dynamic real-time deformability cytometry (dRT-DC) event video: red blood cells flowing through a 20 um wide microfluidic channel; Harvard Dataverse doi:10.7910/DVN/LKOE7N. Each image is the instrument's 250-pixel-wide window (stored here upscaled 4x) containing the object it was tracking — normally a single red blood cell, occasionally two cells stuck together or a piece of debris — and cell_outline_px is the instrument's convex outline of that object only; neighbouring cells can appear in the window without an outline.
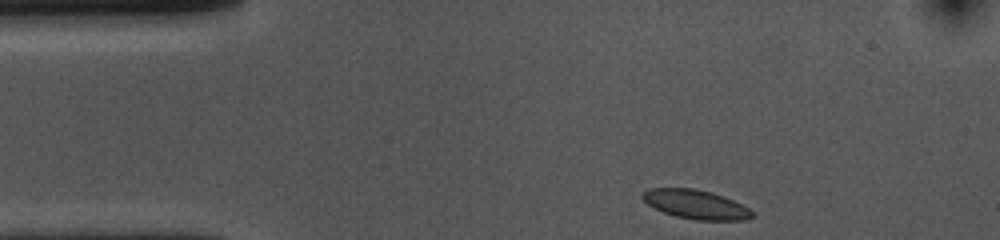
{"species": "common noctule bat (a hibernating species)", "species_latin": "Nyctalus noctula", "temperature_condition": "cold", "stored_images_in_passage": 36, "camera_frame_rate_fps": 3000, "um_per_image_px": 0.085, "animal": {"sex": "female", "body_mass_g": 10.0, "forearm_length_mm": 53.1}, "frame": {"image": 1, "passage_image": 1, "time_ms": 0.0, "image_size_px": [1000, 240], "cell_outline_px": [[756, 216], [744, 220], [696, 220], [676, 216], [664, 212], [648, 204], [640, 196], [648, 188], [696, 188], [712, 192], [724, 196], [756, 212]], "centroid_in_image_um": [59.18, 17.37], "position_along_channel_um": 25.8, "area_um2": 18.61}}
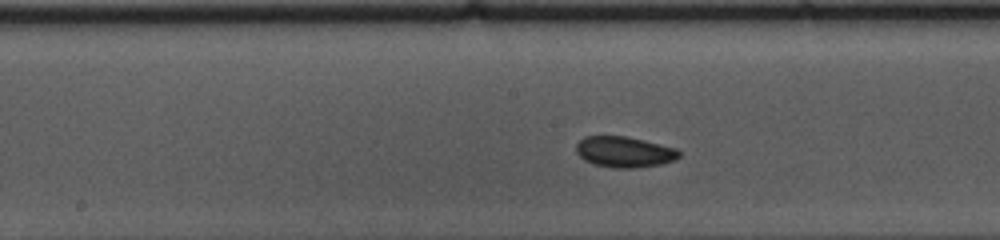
{"frame": {"image": 2, "passage_image": 19, "time_ms": 6.0, "image_size_px": [1000, 240], "cell_outline_px": [[680, 156], [676, 160], [660, 164], [632, 168], [612, 168], [592, 164], [584, 160], [576, 152], [576, 144], [584, 136], [624, 136], [644, 140], [676, 148], [680, 152]], "centroid_in_image_um": [53.05, 12.92], "position_along_channel_um": 195.1, "area_um2": 18.55}}
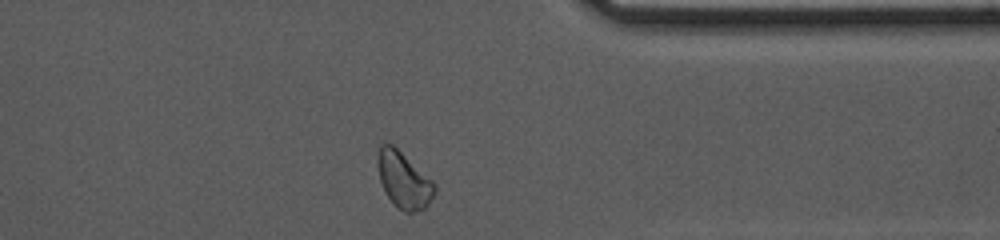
{"frame": {"image": 3, "passage_image": 35, "time_ms": 11.333, "image_size_px": [1000, 240], "cell_outline_px": [[436, 192], [428, 204], [420, 212], [404, 212], [388, 196], [380, 180], [376, 160], [376, 156], [380, 144], [392, 144], [432, 180], [436, 184]], "centroid_in_image_um": [34.32, 15.29], "position_along_channel_um": 377.1, "area_um2": 18.44}}